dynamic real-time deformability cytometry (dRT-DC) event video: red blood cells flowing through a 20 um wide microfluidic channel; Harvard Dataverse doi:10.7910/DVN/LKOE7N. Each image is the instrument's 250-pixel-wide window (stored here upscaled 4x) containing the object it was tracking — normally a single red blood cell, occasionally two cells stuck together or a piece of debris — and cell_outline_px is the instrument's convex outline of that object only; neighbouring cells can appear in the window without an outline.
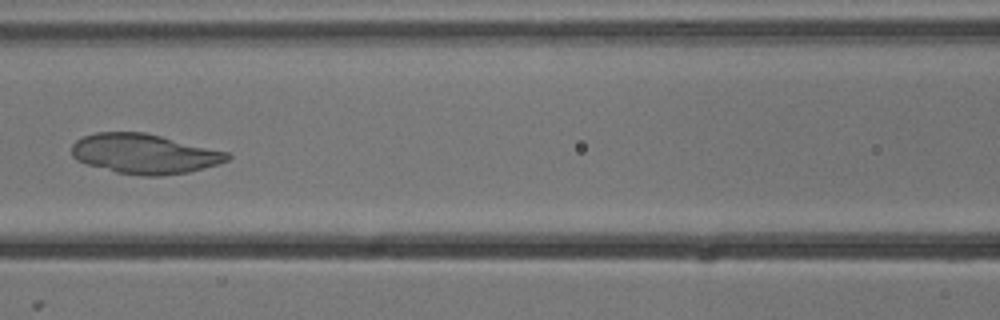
{"species": "common noctule bat (a hibernating species)", "species_latin": "Nyctalus noctula", "temperature_condition": "cold", "stored_images_in_passage": 5, "camera_frame_rate_fps": 3000, "um_per_image_px": 0.085, "animal": {"sex": "male", "body_mass_g": 13.3}, "frame": {"image": 1, "passage_image": 4, "time_ms": 1.0, "image_size_px": [1000, 320], "cell_outline_px": [[232, 156], [228, 160], [220, 164], [188, 172], [160, 176], [144, 176], [116, 172], [88, 164], [76, 160], [72, 156], [72, 144], [76, 140], [84, 136], [96, 132], [144, 132], [228, 152]], "centroid_in_image_um": [12.28, 13.07], "position_along_channel_um": 154.3, "area_um2": 36.01}}
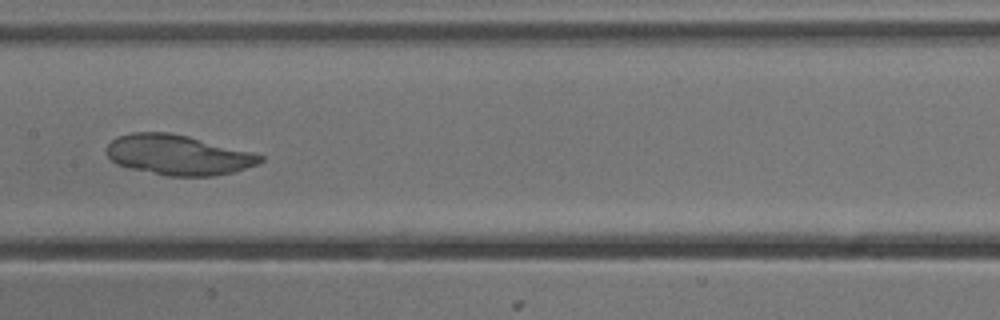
{"frame": {"image": 2, "passage_image": 5, "time_ms": 1.333, "image_size_px": [1000, 320], "cell_outline_px": [[264, 160], [260, 164], [232, 172], [212, 176], [164, 176], [128, 168], [116, 164], [108, 156], [108, 144], [112, 140], [120, 136], [132, 132], [168, 132], [188, 136], [252, 152], [264, 156]], "centroid_in_image_um": [15.15, 13.18], "position_along_channel_um": 192.2, "area_um2": 35.89}}